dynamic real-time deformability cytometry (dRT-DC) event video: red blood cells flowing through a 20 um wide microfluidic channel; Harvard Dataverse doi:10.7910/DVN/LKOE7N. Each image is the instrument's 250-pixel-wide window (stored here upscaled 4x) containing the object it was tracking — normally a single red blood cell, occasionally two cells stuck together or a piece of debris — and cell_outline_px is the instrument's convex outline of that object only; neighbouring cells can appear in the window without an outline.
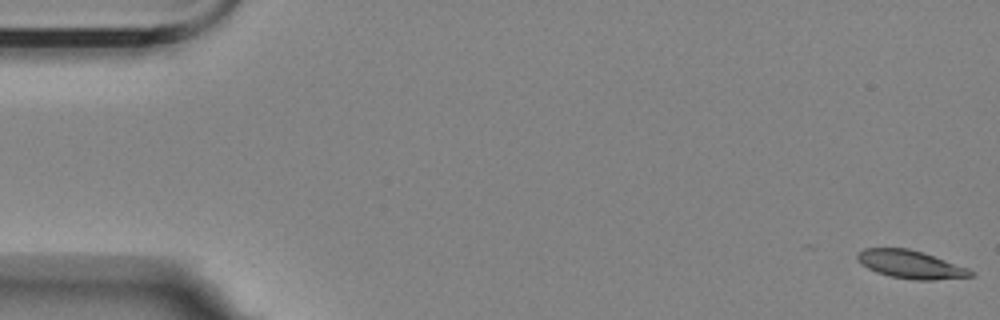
{"species": "Egyptian fruit bat (a non-hibernating species)", "species_latin": "Rousettus aegyptiacus", "temperature_condition": "room temperature", "stored_images_in_passage": 5, "camera_frame_rate_fps": 3000, "um_per_image_px": 0.085, "animal": {"sex": "female"}, "frame": {"image": 1, "passage_image": 1, "time_ms": 0.0, "image_size_px": [1000, 320], "cell_outline_px": [[976, 276], [936, 280], [916, 280], [892, 276], [876, 272], [860, 264], [856, 256], [856, 252], [864, 248], [908, 248], [924, 252], [968, 268], [976, 272]], "centroid_in_image_um": [77.43, 22.47], "position_along_channel_um": 7.6, "area_um2": 18.73}}
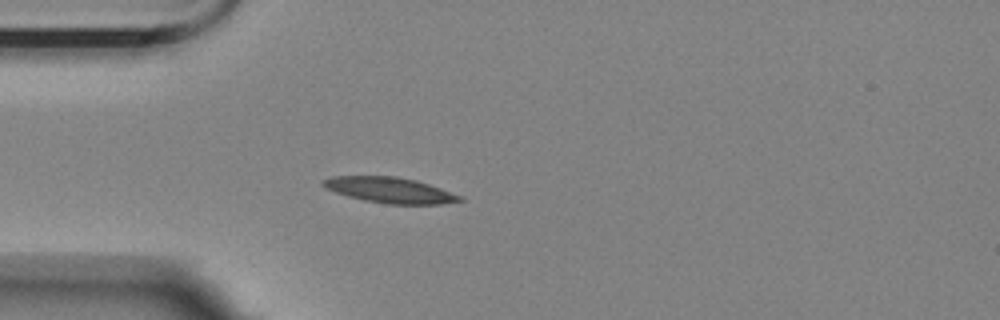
{"frame": {"image": 2, "passage_image": 4, "time_ms": 5.0, "image_size_px": [1000, 320], "cell_outline_px": [[464, 200], [440, 204], [388, 204], [364, 200], [348, 196], [324, 188], [320, 184], [320, 180], [332, 176], [396, 176], [416, 180], [440, 188], [460, 196]], "centroid_in_image_um": [33.07, 16.15], "position_along_channel_um": 51.9, "area_um2": 20.35}}